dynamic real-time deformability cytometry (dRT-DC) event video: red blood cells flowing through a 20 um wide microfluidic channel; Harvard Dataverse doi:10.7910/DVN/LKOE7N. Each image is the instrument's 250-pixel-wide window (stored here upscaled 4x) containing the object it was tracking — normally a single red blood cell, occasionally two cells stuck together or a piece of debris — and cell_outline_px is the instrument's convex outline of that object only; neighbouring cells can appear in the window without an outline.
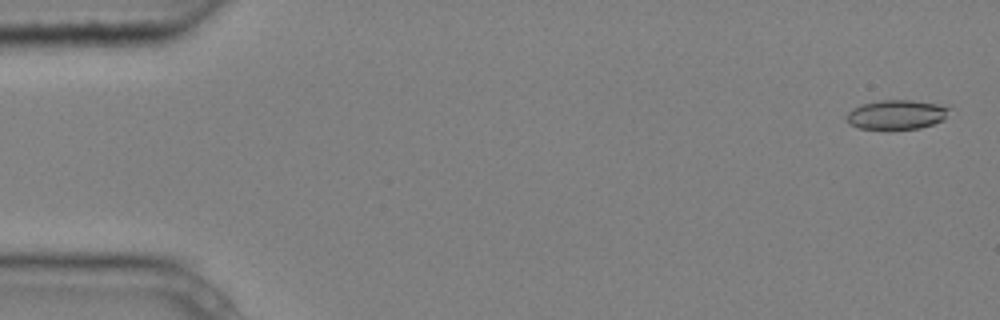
{"species": "common noctule bat (a hibernating species)", "species_latin": "Nyctalus noctula", "temperature_condition": "cold", "stored_images_in_passage": 6, "camera_frame_rate_fps": 3000, "um_per_image_px": 0.085, "animal": {"sex": "male", "body_mass_g": 20.4}, "frame": {"image": 1, "passage_image": 1, "time_ms": 0.0, "image_size_px": [1000, 320], "cell_outline_px": [[952, 108], [944, 120], [920, 128], [892, 132], [888, 132], [860, 128], [848, 124], [844, 116], [852, 108], [864, 104], [880, 100], [912, 100], [936, 104]], "centroid_in_image_um": [76.17, 9.79], "position_along_channel_um": 8.8, "area_um2": 18.38}}
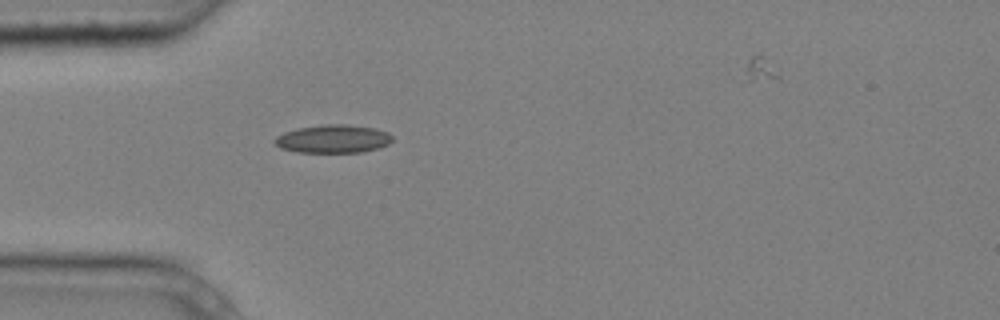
{"frame": {"image": 2, "passage_image": 5, "time_ms": 1.333, "image_size_px": [1000, 320], "cell_outline_px": [[392, 140], [388, 144], [376, 148], [360, 152], [300, 152], [280, 148], [272, 140], [276, 136], [284, 132], [300, 128], [324, 124], [348, 124], [376, 128], [388, 132], [392, 136]], "centroid_in_image_um": [28.31, 11.79], "position_along_channel_um": 56.7, "area_um2": 19.25}}